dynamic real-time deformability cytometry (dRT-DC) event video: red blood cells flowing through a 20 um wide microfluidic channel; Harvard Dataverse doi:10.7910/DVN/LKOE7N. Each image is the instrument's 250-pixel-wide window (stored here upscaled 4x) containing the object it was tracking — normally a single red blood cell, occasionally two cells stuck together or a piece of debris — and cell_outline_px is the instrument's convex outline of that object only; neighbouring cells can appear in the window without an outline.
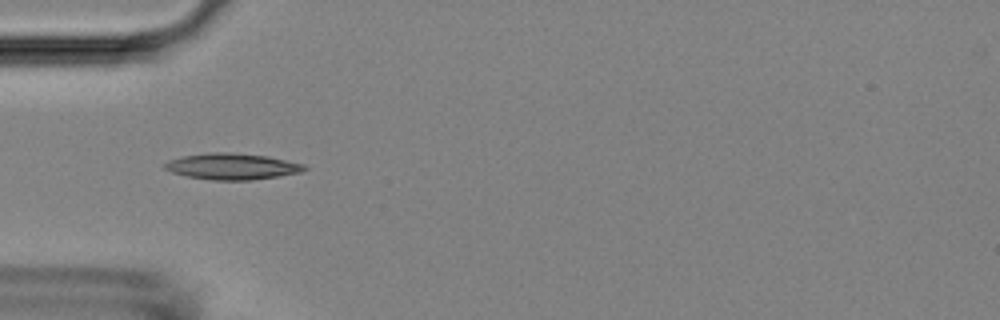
{"species": "Egyptian fruit bat (a non-hibernating species)", "species_latin": "Rousettus aegyptiacus", "temperature_condition": "room temperature", "stored_images_in_passage": 20, "camera_frame_rate_fps": 3000, "um_per_image_px": 0.085, "animal": {"sex": "female"}, "frame": {"image": 1, "passage_image": 4, "time_ms": 1.0, "image_size_px": [1000, 320], "cell_outline_px": [[308, 168], [304, 172], [280, 176], [252, 180], [212, 180], [188, 176], [172, 172], [164, 168], [164, 164], [168, 160], [184, 156], [212, 152], [232, 152], [268, 156], [304, 164]], "centroid_in_image_um": [19.78, 14.14], "position_along_channel_um": 65.2, "area_um2": 21.39}}
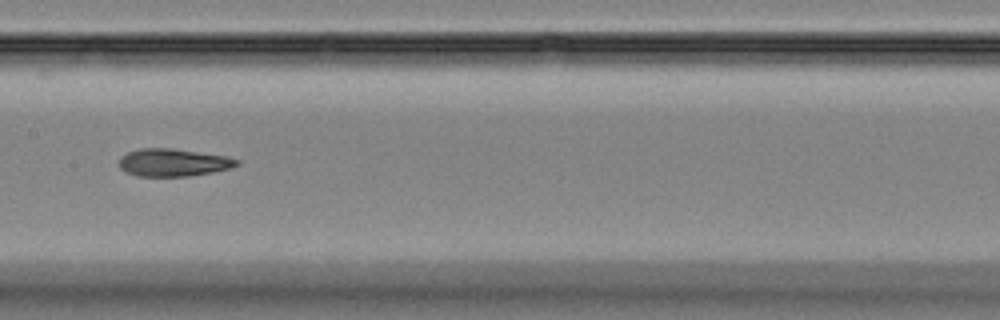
{"frame": {"image": 2, "passage_image": 14, "time_ms": 4.333, "image_size_px": [1000, 320], "cell_outline_px": [[240, 164], [232, 168], [212, 172], [188, 176], [136, 176], [120, 168], [120, 156], [128, 152], [140, 148], [172, 148], [224, 156], [240, 160]], "centroid_in_image_um": [14.73, 13.81], "position_along_channel_um": 192.7, "area_um2": 18.84}}
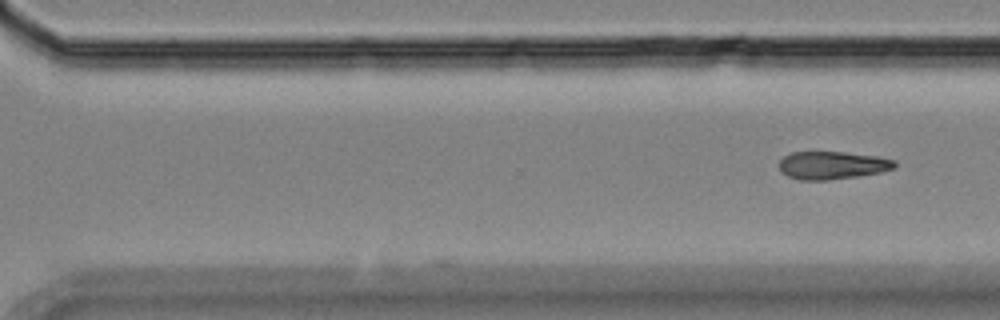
{"frame": {"image": 3, "passage_image": 20, "time_ms": 6.333, "image_size_px": [1000, 320], "cell_outline_px": [[896, 168], [880, 172], [856, 176], [828, 180], [800, 180], [788, 176], [780, 172], [780, 160], [784, 156], [792, 152], [844, 152], [876, 156], [896, 160]], "centroid_in_image_um": [70.74, 14.05], "position_along_channel_um": 299.9, "area_um2": 18.73}}